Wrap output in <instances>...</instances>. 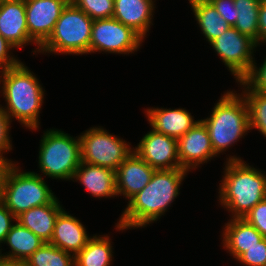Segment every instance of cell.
<instances>
[{
	"label": "cell",
	"mask_w": 266,
	"mask_h": 266,
	"mask_svg": "<svg viewBox=\"0 0 266 266\" xmlns=\"http://www.w3.org/2000/svg\"><path fill=\"white\" fill-rule=\"evenodd\" d=\"M188 171L182 168L155 170L150 182L134 195L116 223L119 231L146 227L161 218L180 194Z\"/></svg>",
	"instance_id": "1"
},
{
	"label": "cell",
	"mask_w": 266,
	"mask_h": 266,
	"mask_svg": "<svg viewBox=\"0 0 266 266\" xmlns=\"http://www.w3.org/2000/svg\"><path fill=\"white\" fill-rule=\"evenodd\" d=\"M224 175L219 184V202L231 213V218H244L266 198V175L244 162L240 157H227Z\"/></svg>",
	"instance_id": "2"
},
{
	"label": "cell",
	"mask_w": 266,
	"mask_h": 266,
	"mask_svg": "<svg viewBox=\"0 0 266 266\" xmlns=\"http://www.w3.org/2000/svg\"><path fill=\"white\" fill-rule=\"evenodd\" d=\"M31 70L20 63L3 70L0 92L5 98L3 110L12 120L15 118L25 128L36 131L40 124V110L44 100V89Z\"/></svg>",
	"instance_id": "3"
},
{
	"label": "cell",
	"mask_w": 266,
	"mask_h": 266,
	"mask_svg": "<svg viewBox=\"0 0 266 266\" xmlns=\"http://www.w3.org/2000/svg\"><path fill=\"white\" fill-rule=\"evenodd\" d=\"M201 121L208 130L216 156L225 152L250 131L246 100L242 94L232 90L224 92L213 107L212 114Z\"/></svg>",
	"instance_id": "4"
},
{
	"label": "cell",
	"mask_w": 266,
	"mask_h": 266,
	"mask_svg": "<svg viewBox=\"0 0 266 266\" xmlns=\"http://www.w3.org/2000/svg\"><path fill=\"white\" fill-rule=\"evenodd\" d=\"M16 165L4 167L0 179V200L17 218L37 206L52 203L56 196L39 173L21 171Z\"/></svg>",
	"instance_id": "5"
},
{
	"label": "cell",
	"mask_w": 266,
	"mask_h": 266,
	"mask_svg": "<svg viewBox=\"0 0 266 266\" xmlns=\"http://www.w3.org/2000/svg\"><path fill=\"white\" fill-rule=\"evenodd\" d=\"M93 19L72 1L64 7L49 38L39 47L40 53L89 54Z\"/></svg>",
	"instance_id": "6"
},
{
	"label": "cell",
	"mask_w": 266,
	"mask_h": 266,
	"mask_svg": "<svg viewBox=\"0 0 266 266\" xmlns=\"http://www.w3.org/2000/svg\"><path fill=\"white\" fill-rule=\"evenodd\" d=\"M39 148L38 167L43 175L56 180H72L81 163L79 136L49 129L44 131Z\"/></svg>",
	"instance_id": "7"
},
{
	"label": "cell",
	"mask_w": 266,
	"mask_h": 266,
	"mask_svg": "<svg viewBox=\"0 0 266 266\" xmlns=\"http://www.w3.org/2000/svg\"><path fill=\"white\" fill-rule=\"evenodd\" d=\"M81 161L117 170L119 165L132 153L125 140L110 134L103 127H91L80 136Z\"/></svg>",
	"instance_id": "8"
},
{
	"label": "cell",
	"mask_w": 266,
	"mask_h": 266,
	"mask_svg": "<svg viewBox=\"0 0 266 266\" xmlns=\"http://www.w3.org/2000/svg\"><path fill=\"white\" fill-rule=\"evenodd\" d=\"M144 39L131 27L120 21L96 19L92 24L90 53L104 52L115 54H132L137 52Z\"/></svg>",
	"instance_id": "9"
},
{
	"label": "cell",
	"mask_w": 266,
	"mask_h": 266,
	"mask_svg": "<svg viewBox=\"0 0 266 266\" xmlns=\"http://www.w3.org/2000/svg\"><path fill=\"white\" fill-rule=\"evenodd\" d=\"M222 62L234 76L237 83L250 71L257 44L236 28L229 27L222 35L210 44Z\"/></svg>",
	"instance_id": "10"
},
{
	"label": "cell",
	"mask_w": 266,
	"mask_h": 266,
	"mask_svg": "<svg viewBox=\"0 0 266 266\" xmlns=\"http://www.w3.org/2000/svg\"><path fill=\"white\" fill-rule=\"evenodd\" d=\"M70 0H25L29 37L36 43L33 53L52 34L61 12Z\"/></svg>",
	"instance_id": "11"
},
{
	"label": "cell",
	"mask_w": 266,
	"mask_h": 266,
	"mask_svg": "<svg viewBox=\"0 0 266 266\" xmlns=\"http://www.w3.org/2000/svg\"><path fill=\"white\" fill-rule=\"evenodd\" d=\"M133 150L155 170L181 168L177 140L151 129Z\"/></svg>",
	"instance_id": "12"
},
{
	"label": "cell",
	"mask_w": 266,
	"mask_h": 266,
	"mask_svg": "<svg viewBox=\"0 0 266 266\" xmlns=\"http://www.w3.org/2000/svg\"><path fill=\"white\" fill-rule=\"evenodd\" d=\"M177 149L181 168L188 172L216 156L208 130L201 120L177 140Z\"/></svg>",
	"instance_id": "13"
},
{
	"label": "cell",
	"mask_w": 266,
	"mask_h": 266,
	"mask_svg": "<svg viewBox=\"0 0 266 266\" xmlns=\"http://www.w3.org/2000/svg\"><path fill=\"white\" fill-rule=\"evenodd\" d=\"M154 172L155 169L133 150L115 171L117 196L122 195L129 201L150 182Z\"/></svg>",
	"instance_id": "14"
},
{
	"label": "cell",
	"mask_w": 266,
	"mask_h": 266,
	"mask_svg": "<svg viewBox=\"0 0 266 266\" xmlns=\"http://www.w3.org/2000/svg\"><path fill=\"white\" fill-rule=\"evenodd\" d=\"M0 35L15 48L36 44L29 37L25 0L0 1Z\"/></svg>",
	"instance_id": "15"
},
{
	"label": "cell",
	"mask_w": 266,
	"mask_h": 266,
	"mask_svg": "<svg viewBox=\"0 0 266 266\" xmlns=\"http://www.w3.org/2000/svg\"><path fill=\"white\" fill-rule=\"evenodd\" d=\"M147 120L156 132L165 134L178 140L190 130L199 120L184 108H147Z\"/></svg>",
	"instance_id": "16"
},
{
	"label": "cell",
	"mask_w": 266,
	"mask_h": 266,
	"mask_svg": "<svg viewBox=\"0 0 266 266\" xmlns=\"http://www.w3.org/2000/svg\"><path fill=\"white\" fill-rule=\"evenodd\" d=\"M91 237L80 220L63 210L56 219L49 243L75 256Z\"/></svg>",
	"instance_id": "17"
},
{
	"label": "cell",
	"mask_w": 266,
	"mask_h": 266,
	"mask_svg": "<svg viewBox=\"0 0 266 266\" xmlns=\"http://www.w3.org/2000/svg\"><path fill=\"white\" fill-rule=\"evenodd\" d=\"M154 2L153 0H114L112 18L131 27L144 39L153 24Z\"/></svg>",
	"instance_id": "18"
},
{
	"label": "cell",
	"mask_w": 266,
	"mask_h": 266,
	"mask_svg": "<svg viewBox=\"0 0 266 266\" xmlns=\"http://www.w3.org/2000/svg\"><path fill=\"white\" fill-rule=\"evenodd\" d=\"M74 179L84 185L88 193L95 198L117 197L115 171L110 168L81 161L72 181Z\"/></svg>",
	"instance_id": "19"
},
{
	"label": "cell",
	"mask_w": 266,
	"mask_h": 266,
	"mask_svg": "<svg viewBox=\"0 0 266 266\" xmlns=\"http://www.w3.org/2000/svg\"><path fill=\"white\" fill-rule=\"evenodd\" d=\"M225 223L222 233L223 247L237 260L249 248L259 243L264 237L244 218H231Z\"/></svg>",
	"instance_id": "20"
},
{
	"label": "cell",
	"mask_w": 266,
	"mask_h": 266,
	"mask_svg": "<svg viewBox=\"0 0 266 266\" xmlns=\"http://www.w3.org/2000/svg\"><path fill=\"white\" fill-rule=\"evenodd\" d=\"M59 199L52 203L33 207L17 217V221L45 242H50L56 219L63 211Z\"/></svg>",
	"instance_id": "21"
},
{
	"label": "cell",
	"mask_w": 266,
	"mask_h": 266,
	"mask_svg": "<svg viewBox=\"0 0 266 266\" xmlns=\"http://www.w3.org/2000/svg\"><path fill=\"white\" fill-rule=\"evenodd\" d=\"M4 243L11 250L4 255L0 249V258L22 265L45 241L16 221L7 233Z\"/></svg>",
	"instance_id": "22"
},
{
	"label": "cell",
	"mask_w": 266,
	"mask_h": 266,
	"mask_svg": "<svg viewBox=\"0 0 266 266\" xmlns=\"http://www.w3.org/2000/svg\"><path fill=\"white\" fill-rule=\"evenodd\" d=\"M188 1L196 18L195 20L209 44L231 27L208 0Z\"/></svg>",
	"instance_id": "23"
},
{
	"label": "cell",
	"mask_w": 266,
	"mask_h": 266,
	"mask_svg": "<svg viewBox=\"0 0 266 266\" xmlns=\"http://www.w3.org/2000/svg\"><path fill=\"white\" fill-rule=\"evenodd\" d=\"M108 235L92 236L85 247L74 256L75 266H110L113 246Z\"/></svg>",
	"instance_id": "24"
},
{
	"label": "cell",
	"mask_w": 266,
	"mask_h": 266,
	"mask_svg": "<svg viewBox=\"0 0 266 266\" xmlns=\"http://www.w3.org/2000/svg\"><path fill=\"white\" fill-rule=\"evenodd\" d=\"M236 7V28L259 45L258 13L261 0H234Z\"/></svg>",
	"instance_id": "25"
},
{
	"label": "cell",
	"mask_w": 266,
	"mask_h": 266,
	"mask_svg": "<svg viewBox=\"0 0 266 266\" xmlns=\"http://www.w3.org/2000/svg\"><path fill=\"white\" fill-rule=\"evenodd\" d=\"M21 266H75L74 255L45 242Z\"/></svg>",
	"instance_id": "26"
},
{
	"label": "cell",
	"mask_w": 266,
	"mask_h": 266,
	"mask_svg": "<svg viewBox=\"0 0 266 266\" xmlns=\"http://www.w3.org/2000/svg\"><path fill=\"white\" fill-rule=\"evenodd\" d=\"M249 109V127L257 129L266 137V92L242 90Z\"/></svg>",
	"instance_id": "27"
},
{
	"label": "cell",
	"mask_w": 266,
	"mask_h": 266,
	"mask_svg": "<svg viewBox=\"0 0 266 266\" xmlns=\"http://www.w3.org/2000/svg\"><path fill=\"white\" fill-rule=\"evenodd\" d=\"M91 19H109L114 13V0H70Z\"/></svg>",
	"instance_id": "28"
},
{
	"label": "cell",
	"mask_w": 266,
	"mask_h": 266,
	"mask_svg": "<svg viewBox=\"0 0 266 266\" xmlns=\"http://www.w3.org/2000/svg\"><path fill=\"white\" fill-rule=\"evenodd\" d=\"M256 65L257 63L254 61L249 73L239 81V84L245 90L266 92V57L261 66Z\"/></svg>",
	"instance_id": "29"
},
{
	"label": "cell",
	"mask_w": 266,
	"mask_h": 266,
	"mask_svg": "<svg viewBox=\"0 0 266 266\" xmlns=\"http://www.w3.org/2000/svg\"><path fill=\"white\" fill-rule=\"evenodd\" d=\"M3 107L4 106L0 104V162L7 166L15 164L14 161L3 156L4 153H8V151H11L13 148L12 141L9 136L10 124L13 120L9 118L7 113L3 110Z\"/></svg>",
	"instance_id": "30"
},
{
	"label": "cell",
	"mask_w": 266,
	"mask_h": 266,
	"mask_svg": "<svg viewBox=\"0 0 266 266\" xmlns=\"http://www.w3.org/2000/svg\"><path fill=\"white\" fill-rule=\"evenodd\" d=\"M237 261L245 266H266V238L249 248Z\"/></svg>",
	"instance_id": "31"
},
{
	"label": "cell",
	"mask_w": 266,
	"mask_h": 266,
	"mask_svg": "<svg viewBox=\"0 0 266 266\" xmlns=\"http://www.w3.org/2000/svg\"><path fill=\"white\" fill-rule=\"evenodd\" d=\"M266 238V198L257 203L244 217Z\"/></svg>",
	"instance_id": "32"
},
{
	"label": "cell",
	"mask_w": 266,
	"mask_h": 266,
	"mask_svg": "<svg viewBox=\"0 0 266 266\" xmlns=\"http://www.w3.org/2000/svg\"><path fill=\"white\" fill-rule=\"evenodd\" d=\"M214 5L220 16L227 21L228 25L234 27L236 24V7L234 0H208Z\"/></svg>",
	"instance_id": "33"
},
{
	"label": "cell",
	"mask_w": 266,
	"mask_h": 266,
	"mask_svg": "<svg viewBox=\"0 0 266 266\" xmlns=\"http://www.w3.org/2000/svg\"><path fill=\"white\" fill-rule=\"evenodd\" d=\"M13 49H15V47L0 35V67L3 70L17 66L21 63L19 59L11 55Z\"/></svg>",
	"instance_id": "34"
},
{
	"label": "cell",
	"mask_w": 266,
	"mask_h": 266,
	"mask_svg": "<svg viewBox=\"0 0 266 266\" xmlns=\"http://www.w3.org/2000/svg\"><path fill=\"white\" fill-rule=\"evenodd\" d=\"M14 221H17V218L0 200V246L1 243L5 242L7 233L14 225Z\"/></svg>",
	"instance_id": "35"
},
{
	"label": "cell",
	"mask_w": 266,
	"mask_h": 266,
	"mask_svg": "<svg viewBox=\"0 0 266 266\" xmlns=\"http://www.w3.org/2000/svg\"><path fill=\"white\" fill-rule=\"evenodd\" d=\"M259 47L266 42V0H261L258 13Z\"/></svg>",
	"instance_id": "36"
},
{
	"label": "cell",
	"mask_w": 266,
	"mask_h": 266,
	"mask_svg": "<svg viewBox=\"0 0 266 266\" xmlns=\"http://www.w3.org/2000/svg\"><path fill=\"white\" fill-rule=\"evenodd\" d=\"M0 266H21L20 264L0 258Z\"/></svg>",
	"instance_id": "37"
},
{
	"label": "cell",
	"mask_w": 266,
	"mask_h": 266,
	"mask_svg": "<svg viewBox=\"0 0 266 266\" xmlns=\"http://www.w3.org/2000/svg\"><path fill=\"white\" fill-rule=\"evenodd\" d=\"M4 167H5V165L0 162V179H1V175H2Z\"/></svg>",
	"instance_id": "38"
},
{
	"label": "cell",
	"mask_w": 266,
	"mask_h": 266,
	"mask_svg": "<svg viewBox=\"0 0 266 266\" xmlns=\"http://www.w3.org/2000/svg\"><path fill=\"white\" fill-rule=\"evenodd\" d=\"M2 73H3V69L0 67V84H1Z\"/></svg>",
	"instance_id": "39"
}]
</instances>
